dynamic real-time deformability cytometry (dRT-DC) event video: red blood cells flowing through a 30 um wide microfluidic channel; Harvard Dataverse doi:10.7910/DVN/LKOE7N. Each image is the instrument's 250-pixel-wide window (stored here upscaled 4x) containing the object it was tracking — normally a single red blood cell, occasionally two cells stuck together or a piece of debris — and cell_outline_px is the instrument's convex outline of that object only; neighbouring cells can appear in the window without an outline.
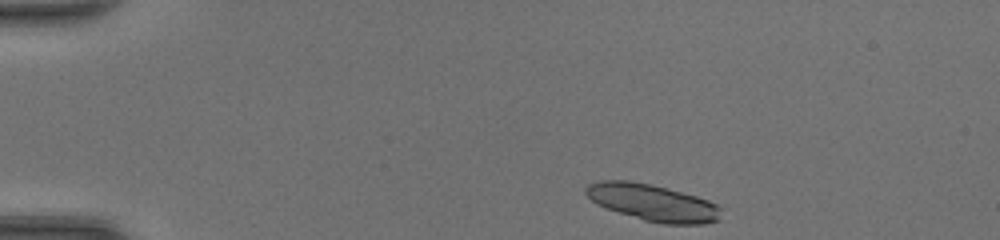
{"species": "common noctule bat (a hibernating species)", "species_latin": "Nyctalus noctula", "temperature_condition": "room temperature", "stored_images_in_passage": 40, "segment_of_instrument_passage": [1, 2], "camera_frame_rate_fps": 3000, "um_per_image_px": 0.085, "animal": {"sex": "female", "body_mass_g": 20.0, "forearm_length_mm": 54.0}, "frame": {"image": 1, "passage_image": 1, "time_ms": 0.0, "image_size_px": [1000, 240], "cell_outline_px": [[720, 220], [704, 224], [664, 224], [644, 220], [596, 204], [584, 192], [584, 188], [588, 184], [600, 180], [632, 180], [652, 184], [668, 188], [696, 196], [708, 200], [716, 204], [720, 208]], "centroid_in_image_um": [55.47, 17.2], "position_along_channel_um": 29.5, "area_um2": 28.96}}